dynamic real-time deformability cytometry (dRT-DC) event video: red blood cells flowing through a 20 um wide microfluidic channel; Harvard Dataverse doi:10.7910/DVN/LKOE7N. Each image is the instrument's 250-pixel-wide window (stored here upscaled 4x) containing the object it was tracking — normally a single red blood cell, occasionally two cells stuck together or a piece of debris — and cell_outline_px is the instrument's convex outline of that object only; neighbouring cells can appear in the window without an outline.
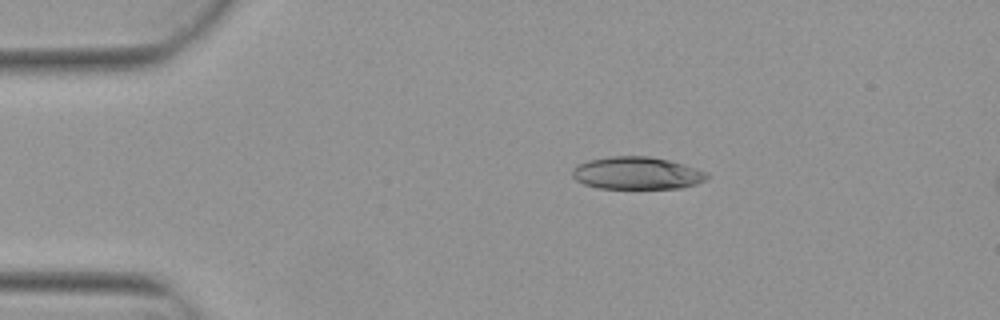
{"species": "Egyptian fruit bat (a non-hibernating species)", "species_latin": "Rousettus aegyptiacus", "temperature_condition": "warm", "stored_images_in_passage": 6, "camera_frame_rate_fps": 3000, "um_per_image_px": 0.085, "animal": {"sex": "female"}, "frame": {"image": 1, "passage_image": 3, "time_ms": 0.667, "image_size_px": [1000, 320], "cell_outline_px": [[708, 176], [704, 180], [696, 184], [680, 188], [600, 188], [584, 184], [576, 180], [572, 176], [572, 172], [580, 164], [588, 160], [612, 156], [648, 156], [668, 160], [708, 172]], "centroid_in_image_um": [54.14, 14.72], "position_along_channel_um": 30.9, "area_um2": 25.14}}
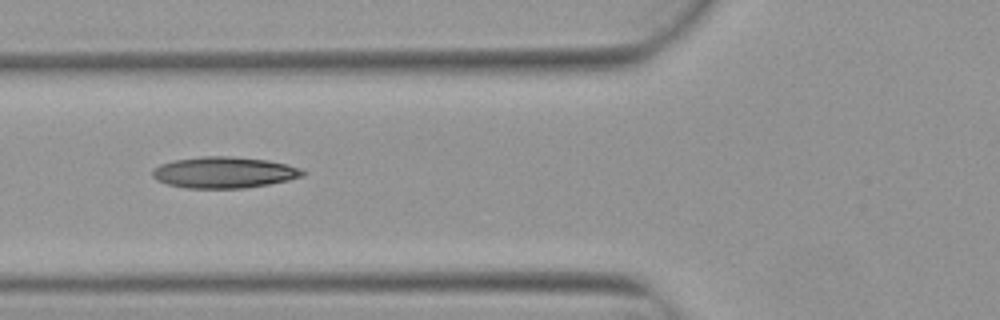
{"frame": {"image": 2, "passage_image": 6, "time_ms": 1.667, "image_size_px": [1000, 320], "cell_outline_px": [[308, 172], [304, 176], [288, 180], [268, 184], [244, 188], [184, 188], [168, 184], [156, 180], [152, 176], [152, 168], [160, 164], [172, 160], [200, 156], [232, 156], [268, 160], [300, 168]], "centroid_in_image_um": [19.02, 14.65], "position_along_channel_um": 106.8, "area_um2": 27.57}}